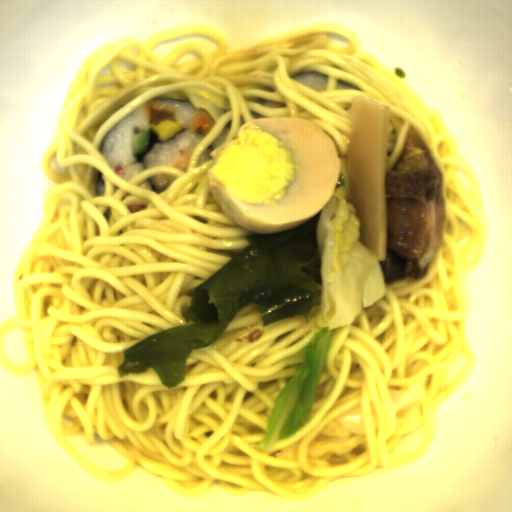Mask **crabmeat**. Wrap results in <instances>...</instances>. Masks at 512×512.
I'll use <instances>...</instances> for the list:
<instances>
[{"mask_svg": "<svg viewBox=\"0 0 512 512\" xmlns=\"http://www.w3.org/2000/svg\"><path fill=\"white\" fill-rule=\"evenodd\" d=\"M148 169H150V167L147 168L146 164L139 160L135 162L126 163L121 169L114 171L118 173L125 182H128L141 172Z\"/></svg>", "mask_w": 512, "mask_h": 512, "instance_id": "crabmeat-1", "label": "crabmeat"}]
</instances>
